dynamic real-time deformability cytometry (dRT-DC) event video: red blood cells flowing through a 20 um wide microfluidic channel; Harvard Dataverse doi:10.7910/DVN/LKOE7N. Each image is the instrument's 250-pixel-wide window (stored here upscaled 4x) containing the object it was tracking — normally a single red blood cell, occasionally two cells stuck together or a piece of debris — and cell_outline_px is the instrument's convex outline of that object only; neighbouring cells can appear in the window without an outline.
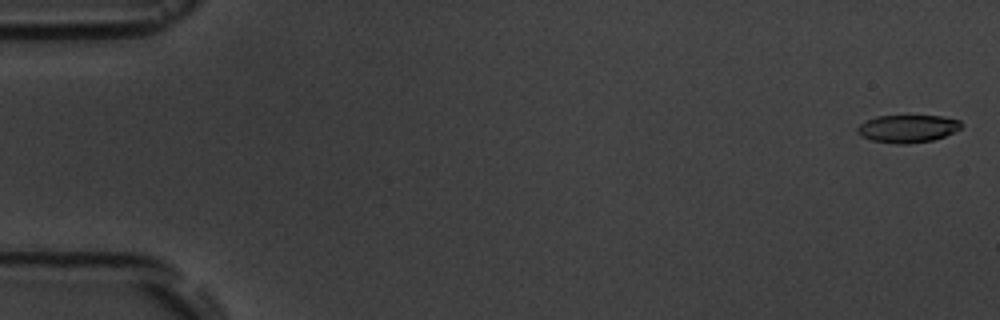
{"species": "common noctule bat (a hibernating species)", "species_latin": "Nyctalus noctula", "temperature_condition": "room temperature", "stored_images_in_passage": 8, "camera_frame_rate_fps": 3000, "um_per_image_px": 0.085, "animal": {"sex": "male", "body_mass_g": 19.5, "forearm_length_mm": 54.6}, "frame": {"image": 1, "passage_image": 1, "time_ms": 0.0, "image_size_px": [1000, 320], "cell_outline_px": [[964, 124], [960, 128], [944, 136], [932, 140], [904, 144], [896, 144], [872, 140], [860, 136], [856, 132], [856, 128], [860, 124], [876, 116], [940, 116], [960, 120]], "centroid_in_image_um": [77.13, 10.93], "position_along_channel_um": 7.9, "area_um2": 16.65}}
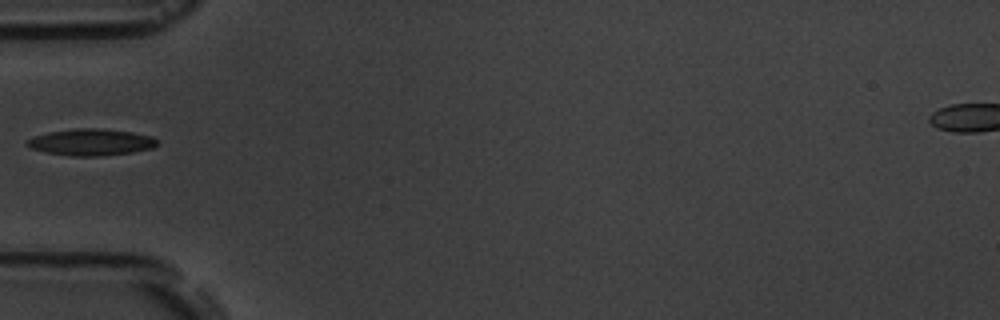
{"frame": {"image": 2, "passage_image": 6, "time_ms": 6.0, "image_size_px": [1000, 320], "cell_outline_px": [[160, 144], [152, 148], [132, 152], [100, 156], [72, 156], [48, 152], [32, 148], [24, 144], [32, 136], [48, 132], [76, 128], [104, 128], [132, 132], [152, 136], [160, 140]], "centroid_in_image_um": [7.79, 12.07], "position_along_channel_um": 77.2, "area_um2": 20.35}}
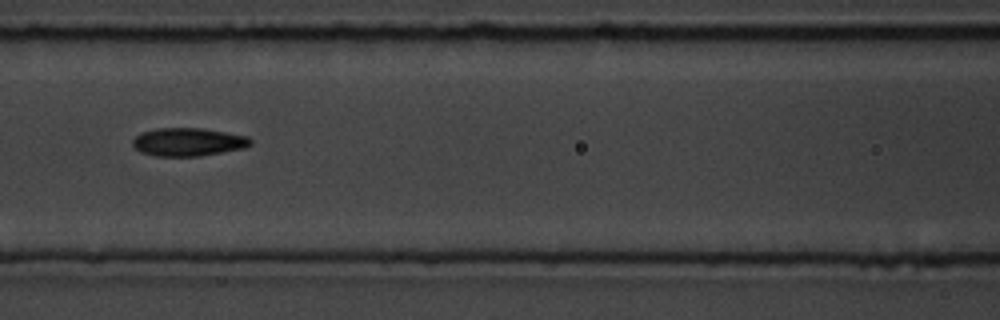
{"frame": {"image": 3, "passage_image": 8, "time_ms": 8.0, "image_size_px": [1000, 320], "cell_outline_px": [[252, 144], [244, 148], [200, 156], [156, 156], [140, 152], [132, 144], [132, 140], [140, 132], [156, 128], [204, 128], [248, 136], [252, 140]], "centroid_in_image_um": [15.99, 12.06], "position_along_channel_um": 150.6, "area_um2": 19.48}}